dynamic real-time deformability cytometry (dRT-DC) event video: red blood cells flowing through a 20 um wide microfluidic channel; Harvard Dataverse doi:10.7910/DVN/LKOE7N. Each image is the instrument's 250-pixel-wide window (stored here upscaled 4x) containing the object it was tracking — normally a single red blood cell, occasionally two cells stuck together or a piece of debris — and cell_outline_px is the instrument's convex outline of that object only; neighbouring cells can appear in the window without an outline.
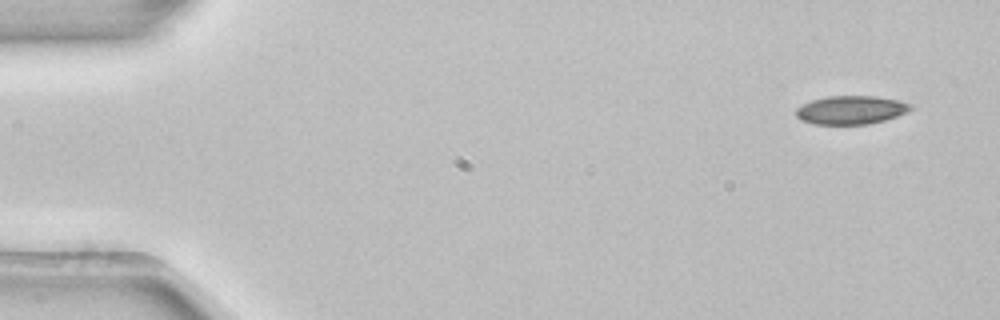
{"species": "common noctule bat (a hibernating species)", "species_latin": "Nyctalus noctula", "temperature_condition": "room temperature", "stored_images_in_passage": 4, "camera_frame_rate_fps": 3000, "um_per_image_px": 0.085, "animal": {"sex": "female", "body_mass_g": 22.7, "forearm_length_mm": 54.2}, "frame": {"image": 1, "passage_image": 1, "time_ms": 0.0, "image_size_px": [1000, 320], "cell_outline_px": [[912, 108], [908, 112], [884, 120], [868, 124], [812, 124], [800, 120], [796, 116], [796, 108], [812, 100], [828, 96], [876, 96], [900, 100], [912, 104]], "centroid_in_image_um": [72.34, 9.34], "position_along_channel_um": 12.7, "area_um2": 19.07}}
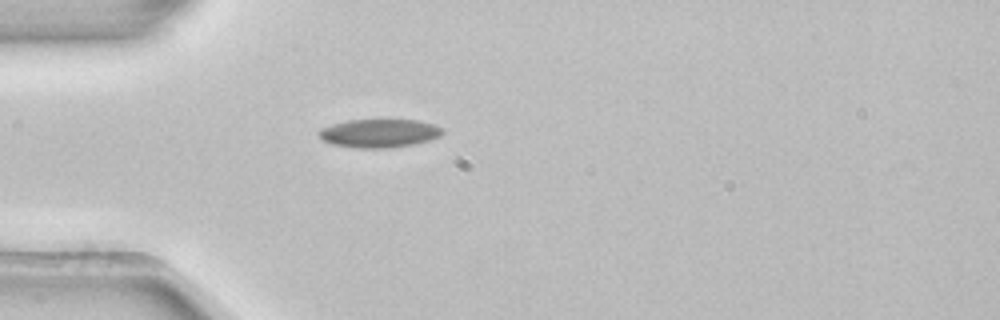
{"frame": {"image": 2, "passage_image": 4, "time_ms": 1.0, "image_size_px": [1000, 320], "cell_outline_px": [[444, 132], [440, 136], [416, 144], [388, 148], [356, 148], [332, 144], [320, 140], [316, 132], [320, 128], [332, 124], [348, 120], [416, 120], [436, 124], [444, 128]], "centroid_in_image_um": [32.22, 11.33], "position_along_channel_um": 52.8, "area_um2": 20.81}}